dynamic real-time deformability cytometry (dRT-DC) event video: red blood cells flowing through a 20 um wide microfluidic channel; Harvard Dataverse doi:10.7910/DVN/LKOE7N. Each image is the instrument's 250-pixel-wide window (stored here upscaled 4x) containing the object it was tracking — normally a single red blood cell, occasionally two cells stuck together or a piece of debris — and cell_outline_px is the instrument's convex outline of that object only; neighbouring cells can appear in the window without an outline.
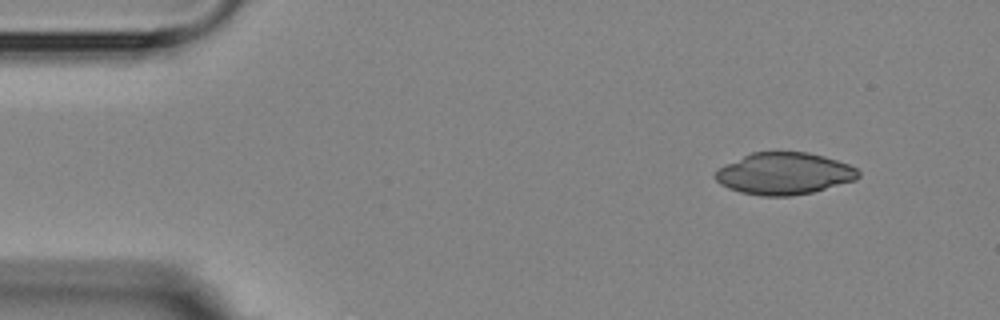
{"species": "Egyptian fruit bat (a non-hibernating species)", "species_latin": "Rousettus aegyptiacus", "temperature_condition": "room temperature", "stored_images_in_passage": 4, "camera_frame_rate_fps": 3000, "um_per_image_px": 0.085, "animal": {"sex": "female"}, "frame": {"image": 1, "passage_image": 1, "time_ms": 0.0, "image_size_px": [1000, 320], "cell_outline_px": [[860, 176], [856, 180], [812, 192], [792, 196], [760, 196], [740, 192], [728, 188], [720, 184], [712, 176], [724, 164], [752, 152], [776, 148], [808, 152], [824, 156], [848, 164], [856, 168], [860, 172]], "centroid_in_image_um": [66.63, 14.71], "position_along_channel_um": 18.4, "area_um2": 35.84}}